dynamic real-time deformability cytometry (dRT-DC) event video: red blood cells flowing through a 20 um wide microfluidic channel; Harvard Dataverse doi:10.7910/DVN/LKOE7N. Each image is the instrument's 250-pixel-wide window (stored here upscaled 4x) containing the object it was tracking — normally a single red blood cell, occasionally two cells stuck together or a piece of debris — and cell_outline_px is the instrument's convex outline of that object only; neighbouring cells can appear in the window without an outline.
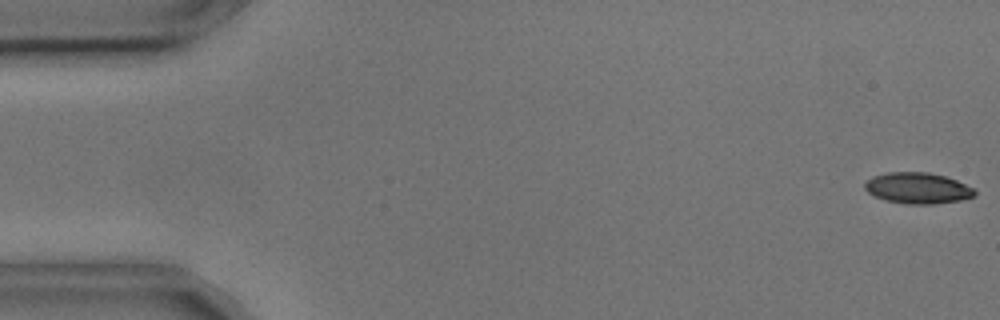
{"species": "common noctule bat (a hibernating species)", "species_latin": "Nyctalus noctula", "temperature_condition": "cold", "stored_images_in_passage": 5, "camera_frame_rate_fps": 3000, "um_per_image_px": 0.085, "animal": {"sex": "male", "body_mass_g": 17.9, "forearm_length_mm": 54.2}, "frame": {"image": 1, "passage_image": 1, "time_ms": 0.0, "image_size_px": [1000, 320], "cell_outline_px": [[976, 196], [960, 200], [932, 204], [904, 204], [884, 200], [868, 192], [864, 188], [864, 184], [872, 176], [888, 172], [928, 172], [944, 176], [956, 180], [972, 188], [976, 192]], "centroid_in_image_um": [77.98, 15.99], "position_along_channel_um": 7.0, "area_um2": 19.83}}
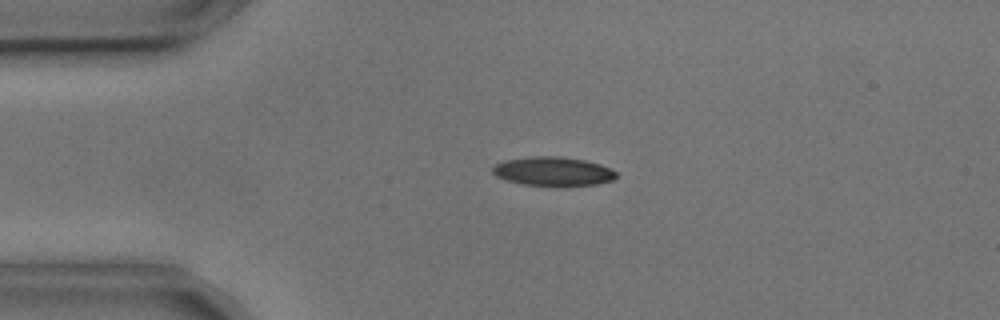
{"frame": {"image": 2, "passage_image": 4, "time_ms": 1.0, "image_size_px": [1000, 320], "cell_outline_px": [[616, 176], [612, 180], [596, 184], [564, 188], [524, 184], [504, 180], [496, 176], [492, 172], [492, 168], [496, 164], [504, 160], [536, 156], [560, 156], [584, 160], [600, 164], [616, 172]], "centroid_in_image_um": [47.0, 14.59], "position_along_channel_um": 38.0, "area_um2": 21.27}}